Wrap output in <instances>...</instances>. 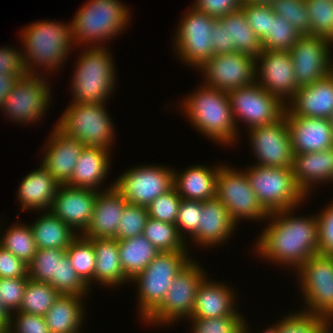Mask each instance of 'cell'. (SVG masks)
Segmentation results:
<instances>
[{
	"instance_id": "obj_1",
	"label": "cell",
	"mask_w": 333,
	"mask_h": 333,
	"mask_svg": "<svg viewBox=\"0 0 333 333\" xmlns=\"http://www.w3.org/2000/svg\"><path fill=\"white\" fill-rule=\"evenodd\" d=\"M295 208L269 213L270 224L257 238L256 252L296 271L311 256L318 254V220L316 216H292ZM270 218V220H268Z\"/></svg>"
},
{
	"instance_id": "obj_2",
	"label": "cell",
	"mask_w": 333,
	"mask_h": 333,
	"mask_svg": "<svg viewBox=\"0 0 333 333\" xmlns=\"http://www.w3.org/2000/svg\"><path fill=\"white\" fill-rule=\"evenodd\" d=\"M199 88L182 100L181 109L199 133L217 144H233L239 129L233 118L228 93L205 85Z\"/></svg>"
},
{
	"instance_id": "obj_3",
	"label": "cell",
	"mask_w": 333,
	"mask_h": 333,
	"mask_svg": "<svg viewBox=\"0 0 333 333\" xmlns=\"http://www.w3.org/2000/svg\"><path fill=\"white\" fill-rule=\"evenodd\" d=\"M58 21H38L22 29L21 43L24 45L23 60L27 75L40 76L34 71L43 67L46 71L58 69L66 62L71 47H74L71 24ZM70 50V51H69ZM62 62V63H61ZM34 65L36 67H34ZM33 66V67H32Z\"/></svg>"
},
{
	"instance_id": "obj_4",
	"label": "cell",
	"mask_w": 333,
	"mask_h": 333,
	"mask_svg": "<svg viewBox=\"0 0 333 333\" xmlns=\"http://www.w3.org/2000/svg\"><path fill=\"white\" fill-rule=\"evenodd\" d=\"M75 14L70 23L74 45L90 47L103 46L102 42L121 34L131 16L119 0H89Z\"/></svg>"
},
{
	"instance_id": "obj_5",
	"label": "cell",
	"mask_w": 333,
	"mask_h": 333,
	"mask_svg": "<svg viewBox=\"0 0 333 333\" xmlns=\"http://www.w3.org/2000/svg\"><path fill=\"white\" fill-rule=\"evenodd\" d=\"M105 47L87 46L81 53L70 85L74 96L71 103L103 104L116 87L115 64Z\"/></svg>"
},
{
	"instance_id": "obj_6",
	"label": "cell",
	"mask_w": 333,
	"mask_h": 333,
	"mask_svg": "<svg viewBox=\"0 0 333 333\" xmlns=\"http://www.w3.org/2000/svg\"><path fill=\"white\" fill-rule=\"evenodd\" d=\"M187 251L160 252L132 282L138 286L139 315L145 320L164 300L176 275L192 260Z\"/></svg>"
},
{
	"instance_id": "obj_7",
	"label": "cell",
	"mask_w": 333,
	"mask_h": 333,
	"mask_svg": "<svg viewBox=\"0 0 333 333\" xmlns=\"http://www.w3.org/2000/svg\"><path fill=\"white\" fill-rule=\"evenodd\" d=\"M245 172L258 202L268 214L297 208L307 198L297 186L292 168L253 165Z\"/></svg>"
},
{
	"instance_id": "obj_8",
	"label": "cell",
	"mask_w": 333,
	"mask_h": 333,
	"mask_svg": "<svg viewBox=\"0 0 333 333\" xmlns=\"http://www.w3.org/2000/svg\"><path fill=\"white\" fill-rule=\"evenodd\" d=\"M105 103H70L56 126L85 146L111 149L114 126Z\"/></svg>"
},
{
	"instance_id": "obj_9",
	"label": "cell",
	"mask_w": 333,
	"mask_h": 333,
	"mask_svg": "<svg viewBox=\"0 0 333 333\" xmlns=\"http://www.w3.org/2000/svg\"><path fill=\"white\" fill-rule=\"evenodd\" d=\"M207 275L200 264L191 260L168 287L162 303L144 320L147 324H170L179 319L190 318L194 309L195 296ZM178 319V320H177ZM149 322V323H148ZM152 322V323H151ZM163 323V324H162Z\"/></svg>"
},
{
	"instance_id": "obj_10",
	"label": "cell",
	"mask_w": 333,
	"mask_h": 333,
	"mask_svg": "<svg viewBox=\"0 0 333 333\" xmlns=\"http://www.w3.org/2000/svg\"><path fill=\"white\" fill-rule=\"evenodd\" d=\"M296 273L307 304L303 311L333 321V256L315 254Z\"/></svg>"
},
{
	"instance_id": "obj_11",
	"label": "cell",
	"mask_w": 333,
	"mask_h": 333,
	"mask_svg": "<svg viewBox=\"0 0 333 333\" xmlns=\"http://www.w3.org/2000/svg\"><path fill=\"white\" fill-rule=\"evenodd\" d=\"M216 197L224 204L236 223L243 218L253 221L265 220L269 215L258 202L245 170L238 171L222 164L218 170Z\"/></svg>"
},
{
	"instance_id": "obj_12",
	"label": "cell",
	"mask_w": 333,
	"mask_h": 333,
	"mask_svg": "<svg viewBox=\"0 0 333 333\" xmlns=\"http://www.w3.org/2000/svg\"><path fill=\"white\" fill-rule=\"evenodd\" d=\"M215 20L193 6L184 14L175 32L174 49L186 65L199 68L213 56L211 33Z\"/></svg>"
},
{
	"instance_id": "obj_13",
	"label": "cell",
	"mask_w": 333,
	"mask_h": 333,
	"mask_svg": "<svg viewBox=\"0 0 333 333\" xmlns=\"http://www.w3.org/2000/svg\"><path fill=\"white\" fill-rule=\"evenodd\" d=\"M227 93L236 126L238 119L250 129L273 124L284 116L286 104L256 82Z\"/></svg>"
},
{
	"instance_id": "obj_14",
	"label": "cell",
	"mask_w": 333,
	"mask_h": 333,
	"mask_svg": "<svg viewBox=\"0 0 333 333\" xmlns=\"http://www.w3.org/2000/svg\"><path fill=\"white\" fill-rule=\"evenodd\" d=\"M173 186L172 168L160 165L136 166L125 171L114 182L115 189L127 203L145 207Z\"/></svg>"
},
{
	"instance_id": "obj_15",
	"label": "cell",
	"mask_w": 333,
	"mask_h": 333,
	"mask_svg": "<svg viewBox=\"0 0 333 333\" xmlns=\"http://www.w3.org/2000/svg\"><path fill=\"white\" fill-rule=\"evenodd\" d=\"M45 76L41 78L32 75L20 77L11 92L5 97L1 111L15 122L29 124V122L40 121V118L42 119V116L46 114V109H49L48 105L51 100V90Z\"/></svg>"
},
{
	"instance_id": "obj_16",
	"label": "cell",
	"mask_w": 333,
	"mask_h": 333,
	"mask_svg": "<svg viewBox=\"0 0 333 333\" xmlns=\"http://www.w3.org/2000/svg\"><path fill=\"white\" fill-rule=\"evenodd\" d=\"M332 42L324 37L301 35L290 50L296 84L310 85L333 71ZM331 46V47H330Z\"/></svg>"
},
{
	"instance_id": "obj_17",
	"label": "cell",
	"mask_w": 333,
	"mask_h": 333,
	"mask_svg": "<svg viewBox=\"0 0 333 333\" xmlns=\"http://www.w3.org/2000/svg\"><path fill=\"white\" fill-rule=\"evenodd\" d=\"M199 71L205 77V86L229 92L255 82V58L251 55L231 52L214 55Z\"/></svg>"
},
{
	"instance_id": "obj_18",
	"label": "cell",
	"mask_w": 333,
	"mask_h": 333,
	"mask_svg": "<svg viewBox=\"0 0 333 333\" xmlns=\"http://www.w3.org/2000/svg\"><path fill=\"white\" fill-rule=\"evenodd\" d=\"M252 151L257 157L256 165L291 168L293 150L288 122L283 116L273 124L247 129Z\"/></svg>"
},
{
	"instance_id": "obj_19",
	"label": "cell",
	"mask_w": 333,
	"mask_h": 333,
	"mask_svg": "<svg viewBox=\"0 0 333 333\" xmlns=\"http://www.w3.org/2000/svg\"><path fill=\"white\" fill-rule=\"evenodd\" d=\"M211 37L213 56L236 51L256 58L263 51L261 40L241 8L217 18Z\"/></svg>"
},
{
	"instance_id": "obj_20",
	"label": "cell",
	"mask_w": 333,
	"mask_h": 333,
	"mask_svg": "<svg viewBox=\"0 0 333 333\" xmlns=\"http://www.w3.org/2000/svg\"><path fill=\"white\" fill-rule=\"evenodd\" d=\"M255 82L287 104L299 88L290 52L263 50L255 58Z\"/></svg>"
},
{
	"instance_id": "obj_21",
	"label": "cell",
	"mask_w": 333,
	"mask_h": 333,
	"mask_svg": "<svg viewBox=\"0 0 333 333\" xmlns=\"http://www.w3.org/2000/svg\"><path fill=\"white\" fill-rule=\"evenodd\" d=\"M97 191L60 185L49 210L82 235L92 219Z\"/></svg>"
},
{
	"instance_id": "obj_22",
	"label": "cell",
	"mask_w": 333,
	"mask_h": 333,
	"mask_svg": "<svg viewBox=\"0 0 333 333\" xmlns=\"http://www.w3.org/2000/svg\"><path fill=\"white\" fill-rule=\"evenodd\" d=\"M294 155L319 152L333 147V129L329 119L302 117L285 108Z\"/></svg>"
},
{
	"instance_id": "obj_23",
	"label": "cell",
	"mask_w": 333,
	"mask_h": 333,
	"mask_svg": "<svg viewBox=\"0 0 333 333\" xmlns=\"http://www.w3.org/2000/svg\"><path fill=\"white\" fill-rule=\"evenodd\" d=\"M50 133L45 152L40 163L60 184L67 185L72 177L78 157L85 145L66 135L57 126Z\"/></svg>"
},
{
	"instance_id": "obj_24",
	"label": "cell",
	"mask_w": 333,
	"mask_h": 333,
	"mask_svg": "<svg viewBox=\"0 0 333 333\" xmlns=\"http://www.w3.org/2000/svg\"><path fill=\"white\" fill-rule=\"evenodd\" d=\"M126 205L127 201L115 189L114 182L106 190L98 191L92 219L82 236L88 239H117V226Z\"/></svg>"
},
{
	"instance_id": "obj_25",
	"label": "cell",
	"mask_w": 333,
	"mask_h": 333,
	"mask_svg": "<svg viewBox=\"0 0 333 333\" xmlns=\"http://www.w3.org/2000/svg\"><path fill=\"white\" fill-rule=\"evenodd\" d=\"M286 108L297 116L329 119L333 112V71L310 85L299 87Z\"/></svg>"
},
{
	"instance_id": "obj_26",
	"label": "cell",
	"mask_w": 333,
	"mask_h": 333,
	"mask_svg": "<svg viewBox=\"0 0 333 333\" xmlns=\"http://www.w3.org/2000/svg\"><path fill=\"white\" fill-rule=\"evenodd\" d=\"M235 225L237 223L228 214L227 208L214 197L203 201L200 225L191 238L199 246L216 247L229 240Z\"/></svg>"
},
{
	"instance_id": "obj_27",
	"label": "cell",
	"mask_w": 333,
	"mask_h": 333,
	"mask_svg": "<svg viewBox=\"0 0 333 333\" xmlns=\"http://www.w3.org/2000/svg\"><path fill=\"white\" fill-rule=\"evenodd\" d=\"M291 168L297 186L307 197L314 184L333 181V147L294 155Z\"/></svg>"
},
{
	"instance_id": "obj_28",
	"label": "cell",
	"mask_w": 333,
	"mask_h": 333,
	"mask_svg": "<svg viewBox=\"0 0 333 333\" xmlns=\"http://www.w3.org/2000/svg\"><path fill=\"white\" fill-rule=\"evenodd\" d=\"M229 286L205 279L195 296L191 318H217L230 315H241L235 309L236 297Z\"/></svg>"
},
{
	"instance_id": "obj_29",
	"label": "cell",
	"mask_w": 333,
	"mask_h": 333,
	"mask_svg": "<svg viewBox=\"0 0 333 333\" xmlns=\"http://www.w3.org/2000/svg\"><path fill=\"white\" fill-rule=\"evenodd\" d=\"M219 167L194 165L187 167L182 174L173 169V187L182 199L203 202L214 198Z\"/></svg>"
},
{
	"instance_id": "obj_30",
	"label": "cell",
	"mask_w": 333,
	"mask_h": 333,
	"mask_svg": "<svg viewBox=\"0 0 333 333\" xmlns=\"http://www.w3.org/2000/svg\"><path fill=\"white\" fill-rule=\"evenodd\" d=\"M59 186L60 184L41 165L26 175L19 186L17 195L21 209L49 210Z\"/></svg>"
},
{
	"instance_id": "obj_31",
	"label": "cell",
	"mask_w": 333,
	"mask_h": 333,
	"mask_svg": "<svg viewBox=\"0 0 333 333\" xmlns=\"http://www.w3.org/2000/svg\"><path fill=\"white\" fill-rule=\"evenodd\" d=\"M109 156V149L85 146L67 186L99 190L98 187L105 181L110 168Z\"/></svg>"
},
{
	"instance_id": "obj_32",
	"label": "cell",
	"mask_w": 333,
	"mask_h": 333,
	"mask_svg": "<svg viewBox=\"0 0 333 333\" xmlns=\"http://www.w3.org/2000/svg\"><path fill=\"white\" fill-rule=\"evenodd\" d=\"M95 251V282L104 286H119L129 282L120 263L118 240L116 238L89 239Z\"/></svg>"
},
{
	"instance_id": "obj_33",
	"label": "cell",
	"mask_w": 333,
	"mask_h": 333,
	"mask_svg": "<svg viewBox=\"0 0 333 333\" xmlns=\"http://www.w3.org/2000/svg\"><path fill=\"white\" fill-rule=\"evenodd\" d=\"M83 298L60 294L44 316L50 333H80L85 314Z\"/></svg>"
},
{
	"instance_id": "obj_34",
	"label": "cell",
	"mask_w": 333,
	"mask_h": 333,
	"mask_svg": "<svg viewBox=\"0 0 333 333\" xmlns=\"http://www.w3.org/2000/svg\"><path fill=\"white\" fill-rule=\"evenodd\" d=\"M43 214L34 224H30L37 249L66 250L79 233L74 232L50 210Z\"/></svg>"
},
{
	"instance_id": "obj_35",
	"label": "cell",
	"mask_w": 333,
	"mask_h": 333,
	"mask_svg": "<svg viewBox=\"0 0 333 333\" xmlns=\"http://www.w3.org/2000/svg\"><path fill=\"white\" fill-rule=\"evenodd\" d=\"M118 246L121 267L129 282L148 267L160 253L143 234L118 240Z\"/></svg>"
},
{
	"instance_id": "obj_36",
	"label": "cell",
	"mask_w": 333,
	"mask_h": 333,
	"mask_svg": "<svg viewBox=\"0 0 333 333\" xmlns=\"http://www.w3.org/2000/svg\"><path fill=\"white\" fill-rule=\"evenodd\" d=\"M66 254L77 275L90 287L92 281L95 282L96 265L95 251L92 242L79 234L66 249Z\"/></svg>"
},
{
	"instance_id": "obj_37",
	"label": "cell",
	"mask_w": 333,
	"mask_h": 333,
	"mask_svg": "<svg viewBox=\"0 0 333 333\" xmlns=\"http://www.w3.org/2000/svg\"><path fill=\"white\" fill-rule=\"evenodd\" d=\"M143 235L159 252L187 251L186 241L179 235L175 224L149 217Z\"/></svg>"
},
{
	"instance_id": "obj_38",
	"label": "cell",
	"mask_w": 333,
	"mask_h": 333,
	"mask_svg": "<svg viewBox=\"0 0 333 333\" xmlns=\"http://www.w3.org/2000/svg\"><path fill=\"white\" fill-rule=\"evenodd\" d=\"M27 225L18 222L11 225L2 237L0 235V246L28 265L35 256L37 247L31 226Z\"/></svg>"
},
{
	"instance_id": "obj_39",
	"label": "cell",
	"mask_w": 333,
	"mask_h": 333,
	"mask_svg": "<svg viewBox=\"0 0 333 333\" xmlns=\"http://www.w3.org/2000/svg\"><path fill=\"white\" fill-rule=\"evenodd\" d=\"M60 293L49 283L28 280L19 308L20 312L45 316Z\"/></svg>"
},
{
	"instance_id": "obj_40",
	"label": "cell",
	"mask_w": 333,
	"mask_h": 333,
	"mask_svg": "<svg viewBox=\"0 0 333 333\" xmlns=\"http://www.w3.org/2000/svg\"><path fill=\"white\" fill-rule=\"evenodd\" d=\"M66 250L57 248L37 249L35 256L28 263V277L36 282L49 283L56 289L57 261Z\"/></svg>"
},
{
	"instance_id": "obj_41",
	"label": "cell",
	"mask_w": 333,
	"mask_h": 333,
	"mask_svg": "<svg viewBox=\"0 0 333 333\" xmlns=\"http://www.w3.org/2000/svg\"><path fill=\"white\" fill-rule=\"evenodd\" d=\"M300 36L292 24L274 13L270 18V33L261 41L262 48L290 52Z\"/></svg>"
},
{
	"instance_id": "obj_42",
	"label": "cell",
	"mask_w": 333,
	"mask_h": 333,
	"mask_svg": "<svg viewBox=\"0 0 333 333\" xmlns=\"http://www.w3.org/2000/svg\"><path fill=\"white\" fill-rule=\"evenodd\" d=\"M272 11L283 17L300 35H311V20L306 8V0H272Z\"/></svg>"
},
{
	"instance_id": "obj_43",
	"label": "cell",
	"mask_w": 333,
	"mask_h": 333,
	"mask_svg": "<svg viewBox=\"0 0 333 333\" xmlns=\"http://www.w3.org/2000/svg\"><path fill=\"white\" fill-rule=\"evenodd\" d=\"M306 8L311 20V35L333 43V0H306Z\"/></svg>"
},
{
	"instance_id": "obj_44",
	"label": "cell",
	"mask_w": 333,
	"mask_h": 333,
	"mask_svg": "<svg viewBox=\"0 0 333 333\" xmlns=\"http://www.w3.org/2000/svg\"><path fill=\"white\" fill-rule=\"evenodd\" d=\"M89 288L73 269L70 259L65 253L57 261L56 290L63 295H77L86 297Z\"/></svg>"
},
{
	"instance_id": "obj_45",
	"label": "cell",
	"mask_w": 333,
	"mask_h": 333,
	"mask_svg": "<svg viewBox=\"0 0 333 333\" xmlns=\"http://www.w3.org/2000/svg\"><path fill=\"white\" fill-rule=\"evenodd\" d=\"M329 322L324 316L294 312L280 320L279 333H320Z\"/></svg>"
},
{
	"instance_id": "obj_46",
	"label": "cell",
	"mask_w": 333,
	"mask_h": 333,
	"mask_svg": "<svg viewBox=\"0 0 333 333\" xmlns=\"http://www.w3.org/2000/svg\"><path fill=\"white\" fill-rule=\"evenodd\" d=\"M148 218L147 207L127 203L117 226V240L142 235Z\"/></svg>"
},
{
	"instance_id": "obj_47",
	"label": "cell",
	"mask_w": 333,
	"mask_h": 333,
	"mask_svg": "<svg viewBox=\"0 0 333 333\" xmlns=\"http://www.w3.org/2000/svg\"><path fill=\"white\" fill-rule=\"evenodd\" d=\"M193 333H241L245 328L242 315H230L217 318H189Z\"/></svg>"
},
{
	"instance_id": "obj_48",
	"label": "cell",
	"mask_w": 333,
	"mask_h": 333,
	"mask_svg": "<svg viewBox=\"0 0 333 333\" xmlns=\"http://www.w3.org/2000/svg\"><path fill=\"white\" fill-rule=\"evenodd\" d=\"M181 200L182 198L173 187L148 205V216L162 222L175 224Z\"/></svg>"
},
{
	"instance_id": "obj_49",
	"label": "cell",
	"mask_w": 333,
	"mask_h": 333,
	"mask_svg": "<svg viewBox=\"0 0 333 333\" xmlns=\"http://www.w3.org/2000/svg\"><path fill=\"white\" fill-rule=\"evenodd\" d=\"M202 204V201L181 200L175 226L184 240L188 233L192 236L197 231L200 225Z\"/></svg>"
},
{
	"instance_id": "obj_50",
	"label": "cell",
	"mask_w": 333,
	"mask_h": 333,
	"mask_svg": "<svg viewBox=\"0 0 333 333\" xmlns=\"http://www.w3.org/2000/svg\"><path fill=\"white\" fill-rule=\"evenodd\" d=\"M28 280V275L19 278H0V299L10 314L19 311Z\"/></svg>"
},
{
	"instance_id": "obj_51",
	"label": "cell",
	"mask_w": 333,
	"mask_h": 333,
	"mask_svg": "<svg viewBox=\"0 0 333 333\" xmlns=\"http://www.w3.org/2000/svg\"><path fill=\"white\" fill-rule=\"evenodd\" d=\"M247 22L262 41L270 33V18L274 14L269 4L242 3Z\"/></svg>"
},
{
	"instance_id": "obj_52",
	"label": "cell",
	"mask_w": 333,
	"mask_h": 333,
	"mask_svg": "<svg viewBox=\"0 0 333 333\" xmlns=\"http://www.w3.org/2000/svg\"><path fill=\"white\" fill-rule=\"evenodd\" d=\"M316 215L318 220V254L333 256V201Z\"/></svg>"
},
{
	"instance_id": "obj_53",
	"label": "cell",
	"mask_w": 333,
	"mask_h": 333,
	"mask_svg": "<svg viewBox=\"0 0 333 333\" xmlns=\"http://www.w3.org/2000/svg\"><path fill=\"white\" fill-rule=\"evenodd\" d=\"M12 315L13 317L15 316V318H13ZM8 330L9 333H50L44 316L20 311L11 314Z\"/></svg>"
},
{
	"instance_id": "obj_54",
	"label": "cell",
	"mask_w": 333,
	"mask_h": 333,
	"mask_svg": "<svg viewBox=\"0 0 333 333\" xmlns=\"http://www.w3.org/2000/svg\"><path fill=\"white\" fill-rule=\"evenodd\" d=\"M191 6L217 19L239 10L242 2L241 0H195V3Z\"/></svg>"
},
{
	"instance_id": "obj_55",
	"label": "cell",
	"mask_w": 333,
	"mask_h": 333,
	"mask_svg": "<svg viewBox=\"0 0 333 333\" xmlns=\"http://www.w3.org/2000/svg\"><path fill=\"white\" fill-rule=\"evenodd\" d=\"M28 275V265L0 246V278H19Z\"/></svg>"
},
{
	"instance_id": "obj_56",
	"label": "cell",
	"mask_w": 333,
	"mask_h": 333,
	"mask_svg": "<svg viewBox=\"0 0 333 333\" xmlns=\"http://www.w3.org/2000/svg\"><path fill=\"white\" fill-rule=\"evenodd\" d=\"M22 52L12 47L0 48V75L4 73L27 75Z\"/></svg>"
},
{
	"instance_id": "obj_57",
	"label": "cell",
	"mask_w": 333,
	"mask_h": 333,
	"mask_svg": "<svg viewBox=\"0 0 333 333\" xmlns=\"http://www.w3.org/2000/svg\"><path fill=\"white\" fill-rule=\"evenodd\" d=\"M24 75L15 73H4L0 75V108L5 101V97L11 92L17 80Z\"/></svg>"
},
{
	"instance_id": "obj_58",
	"label": "cell",
	"mask_w": 333,
	"mask_h": 333,
	"mask_svg": "<svg viewBox=\"0 0 333 333\" xmlns=\"http://www.w3.org/2000/svg\"><path fill=\"white\" fill-rule=\"evenodd\" d=\"M11 314L4 307L0 299V328L8 329L10 323Z\"/></svg>"
},
{
	"instance_id": "obj_59",
	"label": "cell",
	"mask_w": 333,
	"mask_h": 333,
	"mask_svg": "<svg viewBox=\"0 0 333 333\" xmlns=\"http://www.w3.org/2000/svg\"><path fill=\"white\" fill-rule=\"evenodd\" d=\"M272 0H241L242 3L247 4H269Z\"/></svg>"
},
{
	"instance_id": "obj_60",
	"label": "cell",
	"mask_w": 333,
	"mask_h": 333,
	"mask_svg": "<svg viewBox=\"0 0 333 333\" xmlns=\"http://www.w3.org/2000/svg\"><path fill=\"white\" fill-rule=\"evenodd\" d=\"M274 326H270L266 330H264L263 333H279V326H280V321L276 322Z\"/></svg>"
},
{
	"instance_id": "obj_61",
	"label": "cell",
	"mask_w": 333,
	"mask_h": 333,
	"mask_svg": "<svg viewBox=\"0 0 333 333\" xmlns=\"http://www.w3.org/2000/svg\"><path fill=\"white\" fill-rule=\"evenodd\" d=\"M331 323H333L332 321L329 322L322 330L320 333H333V331H331L332 326L330 325ZM331 327V328H330Z\"/></svg>"
},
{
	"instance_id": "obj_62",
	"label": "cell",
	"mask_w": 333,
	"mask_h": 333,
	"mask_svg": "<svg viewBox=\"0 0 333 333\" xmlns=\"http://www.w3.org/2000/svg\"><path fill=\"white\" fill-rule=\"evenodd\" d=\"M248 330V324L245 321V328L241 331V333H250Z\"/></svg>"
},
{
	"instance_id": "obj_63",
	"label": "cell",
	"mask_w": 333,
	"mask_h": 333,
	"mask_svg": "<svg viewBox=\"0 0 333 333\" xmlns=\"http://www.w3.org/2000/svg\"><path fill=\"white\" fill-rule=\"evenodd\" d=\"M0 333H9V330L8 329L0 328Z\"/></svg>"
},
{
	"instance_id": "obj_64",
	"label": "cell",
	"mask_w": 333,
	"mask_h": 333,
	"mask_svg": "<svg viewBox=\"0 0 333 333\" xmlns=\"http://www.w3.org/2000/svg\"><path fill=\"white\" fill-rule=\"evenodd\" d=\"M329 120H330V123H331V125H332V129H333V112H332V114H331Z\"/></svg>"
}]
</instances>
